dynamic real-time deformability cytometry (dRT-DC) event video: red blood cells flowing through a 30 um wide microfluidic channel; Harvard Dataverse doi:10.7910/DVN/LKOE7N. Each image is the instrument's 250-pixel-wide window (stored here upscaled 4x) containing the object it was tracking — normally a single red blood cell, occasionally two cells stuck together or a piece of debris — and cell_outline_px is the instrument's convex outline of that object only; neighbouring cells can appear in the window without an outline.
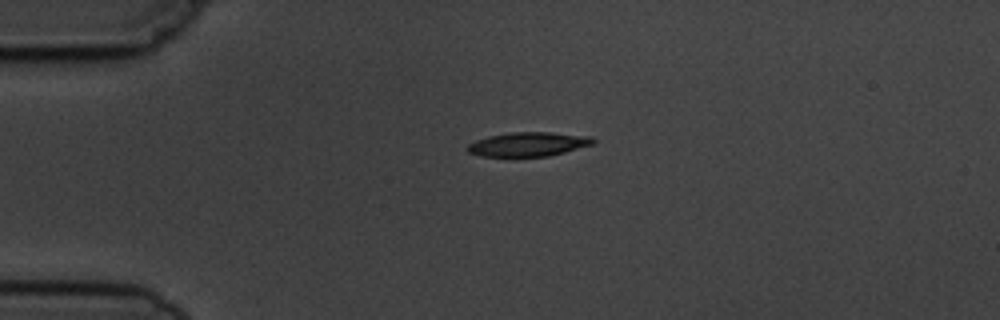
{"species": "common noctule bat (a hibernating species)", "species_latin": "Nyctalus noctula", "temperature_condition": "cold", "stored_images_in_passage": 2, "camera_frame_rate_fps": 3000, "um_per_image_px": 0.085, "animal": {"sex": "male", "body_mass_g": 19.5, "forearm_length_mm": 54.6}, "frame": {"image": 1, "passage_image": 1, "time_ms": 0.0, "image_size_px": [1000, 320], "cell_outline_px": [[596, 140], [592, 144], [564, 152], [548, 156], [480, 156], [468, 152], [464, 148], [468, 144], [476, 140], [488, 136], [508, 132], [552, 132], [592, 136]], "centroid_in_image_um": [44.87, 12.25], "position_along_channel_um": 40.1, "area_um2": 17.74}}